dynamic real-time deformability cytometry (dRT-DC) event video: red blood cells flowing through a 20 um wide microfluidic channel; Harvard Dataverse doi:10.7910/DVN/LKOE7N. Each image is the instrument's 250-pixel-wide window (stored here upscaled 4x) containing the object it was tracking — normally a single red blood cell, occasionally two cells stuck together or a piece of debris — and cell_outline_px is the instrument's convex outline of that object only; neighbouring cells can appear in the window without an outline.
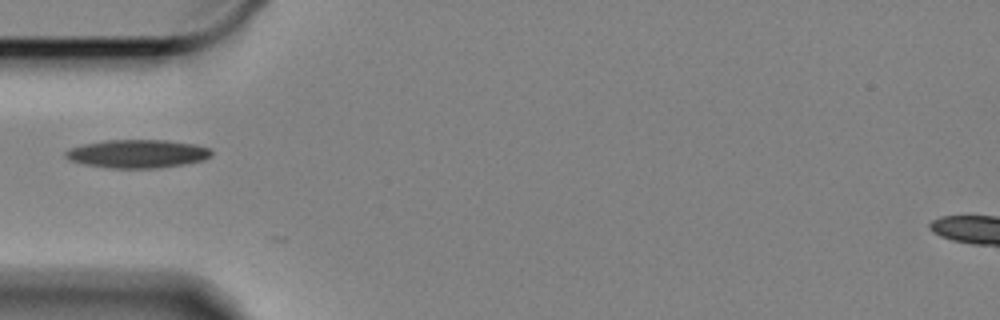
{"species": "Egyptian fruit bat (a non-hibernating species)", "species_latin": "Rousettus aegyptiacus", "temperature_condition": "cold", "stored_images_in_passage": 37, "camera_frame_rate_fps": 3000, "um_per_image_px": 0.085, "animal": {"sex": "female"}, "frame": {"image": 1, "passage_image": 3, "time_ms": 0.667, "image_size_px": [1000, 320], "cell_outline_px": [[212, 156], [204, 160], [184, 164], [160, 168], [108, 168], [84, 164], [68, 160], [64, 156], [64, 152], [68, 148], [84, 144], [104, 140], [164, 140], [196, 144], [208, 148], [212, 152]], "centroid_in_image_um": [11.66, 13.07], "position_along_channel_um": 73.3, "area_um2": 24.28}}
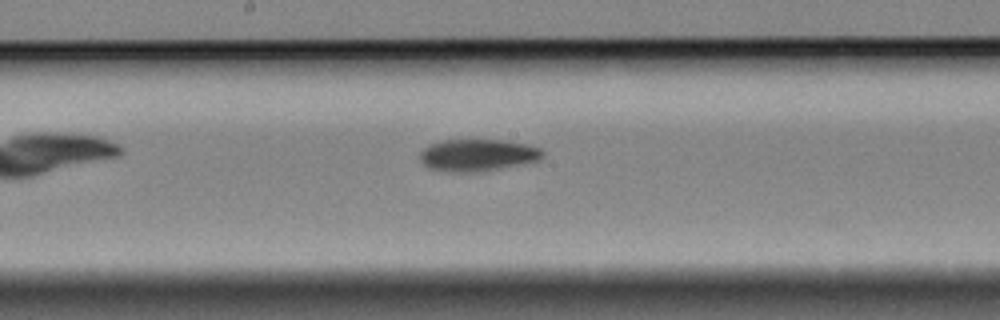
{"frame": {"image": 2, "passage_image": 15, "time_ms": 4.667, "image_size_px": [1000, 320], "cell_outline_px": [[544, 156], [540, 160], [476, 172], [456, 172], [428, 168], [420, 160], [420, 152], [428, 144], [440, 140], [500, 140], [528, 144], [540, 148], [544, 152]], "centroid_in_image_um": [40.58, 13.17], "position_along_channel_um": 207.6, "area_um2": 22.77}}
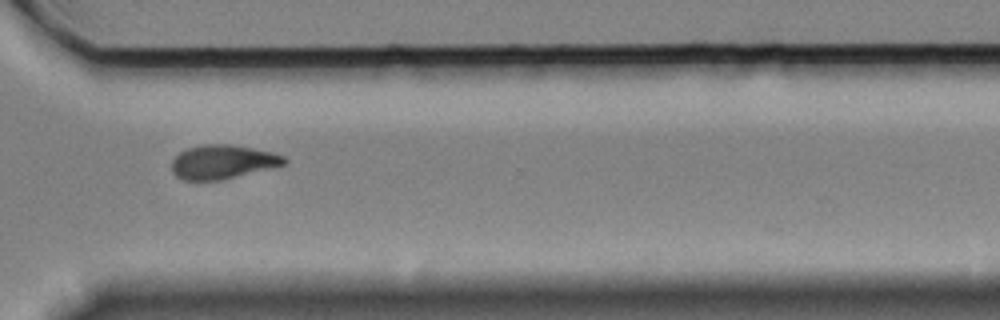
{"frame": {"image": 3, "passage_image": 28, "time_ms": 9.0, "image_size_px": [1000, 320], "cell_outline_px": [[288, 160], [284, 164], [220, 180], [184, 180], [176, 176], [172, 172], [172, 160], [180, 152], [188, 148], [204, 144], [228, 144], [252, 148], [272, 152], [284, 156]], "centroid_in_image_um": [18.89, 13.75], "position_along_channel_um": 351.7, "area_um2": 21.91}, "authors_computed_cell_mechanics": {"area_um2": 22.542, "velocity_mm_per_s": 3.3209, "shape_relaxation_time_tau1_ms": 5.9848, "shape_relaxation_time_tau2_ms": 8.8198, "deformation_change_tau1": 0.1603, "deformation_change_tau2": 0.146}}